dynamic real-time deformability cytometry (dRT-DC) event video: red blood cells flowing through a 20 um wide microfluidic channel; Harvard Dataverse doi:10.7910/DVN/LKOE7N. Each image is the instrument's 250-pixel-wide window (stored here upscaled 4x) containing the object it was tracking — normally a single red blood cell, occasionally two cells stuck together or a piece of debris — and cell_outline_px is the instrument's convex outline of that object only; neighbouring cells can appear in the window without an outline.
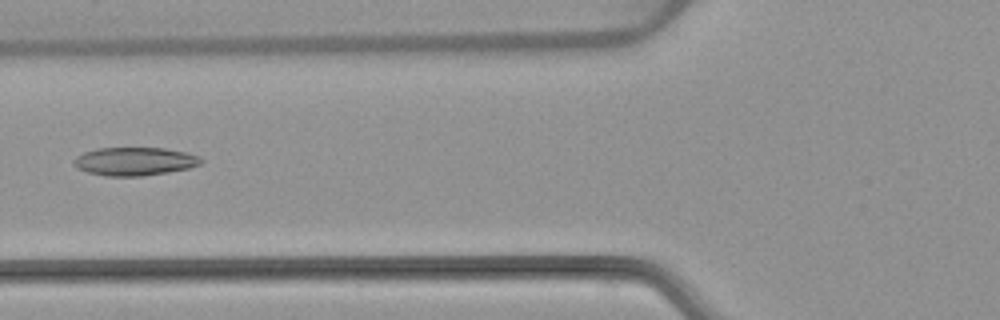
{"species": "common noctule bat (a hibernating species)", "species_latin": "Nyctalus noctula", "temperature_condition": "warm", "stored_images_in_passage": 3, "camera_frame_rate_fps": 3000, "um_per_image_px": 0.085, "animal": {"sex": "female", "body_mass_g": 22.7, "forearm_length_mm": 54.2}, "frame": {"image": 1, "passage_image": 2, "time_ms": 1.333, "image_size_px": [1000, 320], "cell_outline_px": [[204, 160], [200, 164], [188, 168], [168, 172], [140, 176], [104, 176], [88, 172], [76, 168], [72, 164], [72, 160], [76, 156], [84, 152], [96, 148], [164, 148], [184, 152], [200, 156]], "centroid_in_image_um": [11.4, 13.71], "position_along_channel_um": 114.4, "area_um2": 21.04}}
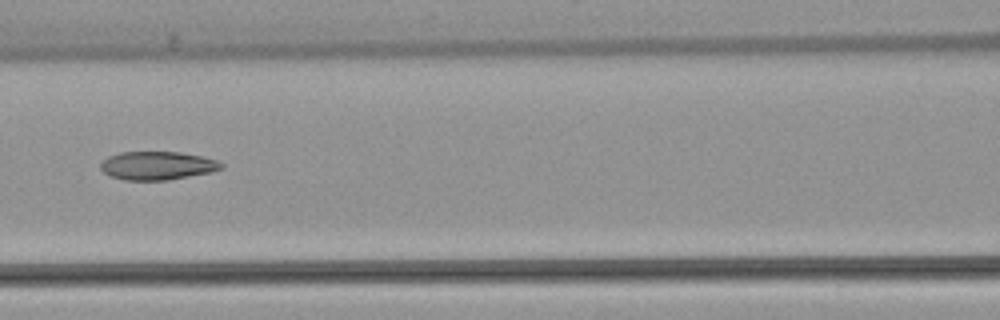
{"frame": {"image": 2, "passage_image": 3, "time_ms": 2.333, "image_size_px": [1000, 320], "cell_outline_px": [[224, 168], [208, 172], [168, 180], [124, 180], [108, 176], [100, 168], [100, 164], [108, 156], [120, 152], [180, 152], [200, 156], [216, 160], [224, 164]], "centroid_in_image_um": [13.33, 14.08], "position_along_channel_um": 153.3, "area_um2": 19.88}}